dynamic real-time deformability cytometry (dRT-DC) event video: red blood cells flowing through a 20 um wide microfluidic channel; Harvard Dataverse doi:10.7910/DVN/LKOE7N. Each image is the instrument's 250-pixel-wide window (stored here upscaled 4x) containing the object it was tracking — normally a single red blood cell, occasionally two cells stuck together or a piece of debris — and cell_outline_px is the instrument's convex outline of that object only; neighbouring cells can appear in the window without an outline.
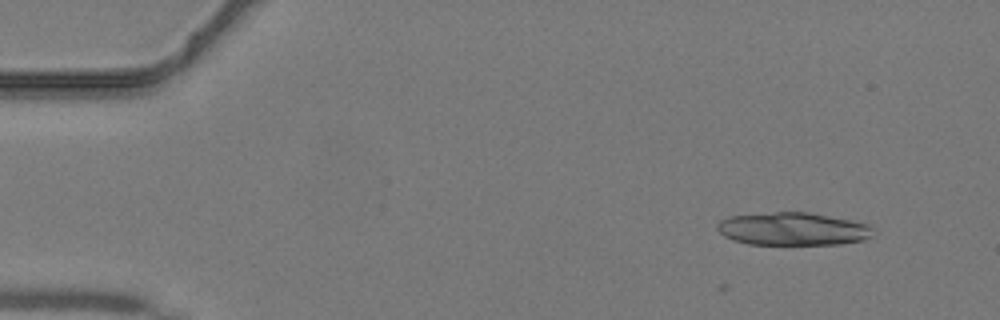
{"species": "common noctule bat (a hibernating species)", "species_latin": "Nyctalus noctula", "temperature_condition": "warm", "stored_images_in_passage": 3, "camera_frame_rate_fps": 3000, "um_per_image_px": 0.085, "animal": {"sex": "male", "body_mass_g": 19.2, "forearm_length_mm": 51.8}, "frame": {"image": 1, "passage_image": 3, "time_ms": 0.667, "image_size_px": [1000, 320], "cell_outline_px": [[880, 232], [876, 236], [864, 240], [840, 244], [748, 244], [732, 240], [724, 236], [716, 228], [716, 224], [720, 220], [728, 216], [776, 212], [808, 212], [852, 220], [872, 224]], "centroid_in_image_um": [67.5, 19.46], "position_along_channel_um": 17.5, "area_um2": 30.52}}